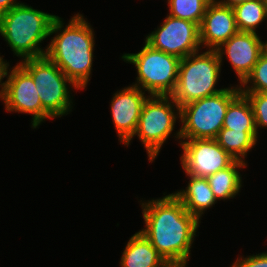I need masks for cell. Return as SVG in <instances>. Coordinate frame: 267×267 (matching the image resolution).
I'll return each instance as SVG.
<instances>
[{
	"label": "cell",
	"instance_id": "cell-1",
	"mask_svg": "<svg viewBox=\"0 0 267 267\" xmlns=\"http://www.w3.org/2000/svg\"><path fill=\"white\" fill-rule=\"evenodd\" d=\"M139 202L145 224L139 231L167 263L188 262L201 222L173 193Z\"/></svg>",
	"mask_w": 267,
	"mask_h": 267
},
{
	"label": "cell",
	"instance_id": "cell-2",
	"mask_svg": "<svg viewBox=\"0 0 267 267\" xmlns=\"http://www.w3.org/2000/svg\"><path fill=\"white\" fill-rule=\"evenodd\" d=\"M57 16L51 26V42L45 56L77 86L85 89L92 75L95 32L83 14L76 13L66 24Z\"/></svg>",
	"mask_w": 267,
	"mask_h": 267
},
{
	"label": "cell",
	"instance_id": "cell-3",
	"mask_svg": "<svg viewBox=\"0 0 267 267\" xmlns=\"http://www.w3.org/2000/svg\"><path fill=\"white\" fill-rule=\"evenodd\" d=\"M57 15L34 9L24 2L0 15V36L7 42L20 62L45 56L46 47L40 45L50 37Z\"/></svg>",
	"mask_w": 267,
	"mask_h": 267
},
{
	"label": "cell",
	"instance_id": "cell-4",
	"mask_svg": "<svg viewBox=\"0 0 267 267\" xmlns=\"http://www.w3.org/2000/svg\"><path fill=\"white\" fill-rule=\"evenodd\" d=\"M177 120L180 122V106L171 96L150 95L145 100L133 137L124 146L131 145L137 136L146 150L148 161L152 163L170 136L174 135L180 145V128L172 134Z\"/></svg>",
	"mask_w": 267,
	"mask_h": 267
},
{
	"label": "cell",
	"instance_id": "cell-5",
	"mask_svg": "<svg viewBox=\"0 0 267 267\" xmlns=\"http://www.w3.org/2000/svg\"><path fill=\"white\" fill-rule=\"evenodd\" d=\"M221 63L215 50L199 51L182 58L176 87L171 94L180 108L190 102L214 95L221 76Z\"/></svg>",
	"mask_w": 267,
	"mask_h": 267
},
{
	"label": "cell",
	"instance_id": "cell-6",
	"mask_svg": "<svg viewBox=\"0 0 267 267\" xmlns=\"http://www.w3.org/2000/svg\"><path fill=\"white\" fill-rule=\"evenodd\" d=\"M239 84L180 108L181 140L216 139L229 104L240 94Z\"/></svg>",
	"mask_w": 267,
	"mask_h": 267
},
{
	"label": "cell",
	"instance_id": "cell-7",
	"mask_svg": "<svg viewBox=\"0 0 267 267\" xmlns=\"http://www.w3.org/2000/svg\"><path fill=\"white\" fill-rule=\"evenodd\" d=\"M121 59L136 67V81L132 86L148 95L171 96L179 73L180 58L152 48L146 42L137 53H124Z\"/></svg>",
	"mask_w": 267,
	"mask_h": 267
},
{
	"label": "cell",
	"instance_id": "cell-8",
	"mask_svg": "<svg viewBox=\"0 0 267 267\" xmlns=\"http://www.w3.org/2000/svg\"><path fill=\"white\" fill-rule=\"evenodd\" d=\"M33 78L43 109L53 118L70 114L77 86L46 56L18 62ZM72 89H71V88Z\"/></svg>",
	"mask_w": 267,
	"mask_h": 267
},
{
	"label": "cell",
	"instance_id": "cell-9",
	"mask_svg": "<svg viewBox=\"0 0 267 267\" xmlns=\"http://www.w3.org/2000/svg\"><path fill=\"white\" fill-rule=\"evenodd\" d=\"M146 35L152 48L182 59L202 50L199 25L167 15L157 29Z\"/></svg>",
	"mask_w": 267,
	"mask_h": 267
},
{
	"label": "cell",
	"instance_id": "cell-10",
	"mask_svg": "<svg viewBox=\"0 0 267 267\" xmlns=\"http://www.w3.org/2000/svg\"><path fill=\"white\" fill-rule=\"evenodd\" d=\"M6 81L3 101L6 112L31 115L33 130L39 128L46 119H53L42 107L33 78L19 63L10 68Z\"/></svg>",
	"mask_w": 267,
	"mask_h": 267
},
{
	"label": "cell",
	"instance_id": "cell-11",
	"mask_svg": "<svg viewBox=\"0 0 267 267\" xmlns=\"http://www.w3.org/2000/svg\"><path fill=\"white\" fill-rule=\"evenodd\" d=\"M180 147L181 166L186 175L207 177L235 161L216 139L181 140Z\"/></svg>",
	"mask_w": 267,
	"mask_h": 267
},
{
	"label": "cell",
	"instance_id": "cell-12",
	"mask_svg": "<svg viewBox=\"0 0 267 267\" xmlns=\"http://www.w3.org/2000/svg\"><path fill=\"white\" fill-rule=\"evenodd\" d=\"M261 39L257 33L238 31L215 50L222 66L224 57L228 58L240 84L252 72L265 51L266 41Z\"/></svg>",
	"mask_w": 267,
	"mask_h": 267
},
{
	"label": "cell",
	"instance_id": "cell-13",
	"mask_svg": "<svg viewBox=\"0 0 267 267\" xmlns=\"http://www.w3.org/2000/svg\"><path fill=\"white\" fill-rule=\"evenodd\" d=\"M150 95L140 88L129 85L117 90L110 103V112L116 134L124 145L133 137L145 100Z\"/></svg>",
	"mask_w": 267,
	"mask_h": 267
},
{
	"label": "cell",
	"instance_id": "cell-14",
	"mask_svg": "<svg viewBox=\"0 0 267 267\" xmlns=\"http://www.w3.org/2000/svg\"><path fill=\"white\" fill-rule=\"evenodd\" d=\"M199 30L201 48L216 50L238 32L233 7L212 0L207 6Z\"/></svg>",
	"mask_w": 267,
	"mask_h": 267
},
{
	"label": "cell",
	"instance_id": "cell-15",
	"mask_svg": "<svg viewBox=\"0 0 267 267\" xmlns=\"http://www.w3.org/2000/svg\"><path fill=\"white\" fill-rule=\"evenodd\" d=\"M187 176L189 181L185 189L177 190L173 194L182 202L187 212L201 222L205 211L218 201L206 177Z\"/></svg>",
	"mask_w": 267,
	"mask_h": 267
},
{
	"label": "cell",
	"instance_id": "cell-16",
	"mask_svg": "<svg viewBox=\"0 0 267 267\" xmlns=\"http://www.w3.org/2000/svg\"><path fill=\"white\" fill-rule=\"evenodd\" d=\"M166 263L141 231L129 238L119 262L120 267H163Z\"/></svg>",
	"mask_w": 267,
	"mask_h": 267
},
{
	"label": "cell",
	"instance_id": "cell-17",
	"mask_svg": "<svg viewBox=\"0 0 267 267\" xmlns=\"http://www.w3.org/2000/svg\"><path fill=\"white\" fill-rule=\"evenodd\" d=\"M247 165L235 160L229 167L206 177L217 201L233 199L240 195L243 180L239 171Z\"/></svg>",
	"mask_w": 267,
	"mask_h": 267
},
{
	"label": "cell",
	"instance_id": "cell-18",
	"mask_svg": "<svg viewBox=\"0 0 267 267\" xmlns=\"http://www.w3.org/2000/svg\"><path fill=\"white\" fill-rule=\"evenodd\" d=\"M258 135V131H234L222 128L216 137V141L232 158L248 164L245 158L257 145Z\"/></svg>",
	"mask_w": 267,
	"mask_h": 267
},
{
	"label": "cell",
	"instance_id": "cell-19",
	"mask_svg": "<svg viewBox=\"0 0 267 267\" xmlns=\"http://www.w3.org/2000/svg\"><path fill=\"white\" fill-rule=\"evenodd\" d=\"M223 128L234 131H257L251 104L244 94L240 93L229 104Z\"/></svg>",
	"mask_w": 267,
	"mask_h": 267
},
{
	"label": "cell",
	"instance_id": "cell-20",
	"mask_svg": "<svg viewBox=\"0 0 267 267\" xmlns=\"http://www.w3.org/2000/svg\"><path fill=\"white\" fill-rule=\"evenodd\" d=\"M238 31L257 33L260 24L267 21V7L262 0L247 1L233 7ZM267 23V22H266ZM257 31V32H256Z\"/></svg>",
	"mask_w": 267,
	"mask_h": 267
},
{
	"label": "cell",
	"instance_id": "cell-21",
	"mask_svg": "<svg viewBox=\"0 0 267 267\" xmlns=\"http://www.w3.org/2000/svg\"><path fill=\"white\" fill-rule=\"evenodd\" d=\"M212 0H167L168 15L192 21L200 26L208 4Z\"/></svg>",
	"mask_w": 267,
	"mask_h": 267
},
{
	"label": "cell",
	"instance_id": "cell-22",
	"mask_svg": "<svg viewBox=\"0 0 267 267\" xmlns=\"http://www.w3.org/2000/svg\"><path fill=\"white\" fill-rule=\"evenodd\" d=\"M240 92H267V52L264 51L252 72L239 84Z\"/></svg>",
	"mask_w": 267,
	"mask_h": 267
},
{
	"label": "cell",
	"instance_id": "cell-23",
	"mask_svg": "<svg viewBox=\"0 0 267 267\" xmlns=\"http://www.w3.org/2000/svg\"><path fill=\"white\" fill-rule=\"evenodd\" d=\"M249 100L257 131L267 128V92H241Z\"/></svg>",
	"mask_w": 267,
	"mask_h": 267
},
{
	"label": "cell",
	"instance_id": "cell-24",
	"mask_svg": "<svg viewBox=\"0 0 267 267\" xmlns=\"http://www.w3.org/2000/svg\"><path fill=\"white\" fill-rule=\"evenodd\" d=\"M232 264L235 267H267V251L246 257L239 255Z\"/></svg>",
	"mask_w": 267,
	"mask_h": 267
},
{
	"label": "cell",
	"instance_id": "cell-25",
	"mask_svg": "<svg viewBox=\"0 0 267 267\" xmlns=\"http://www.w3.org/2000/svg\"><path fill=\"white\" fill-rule=\"evenodd\" d=\"M10 64L9 62H7V60L5 61V59L3 58V55H0V101L2 100V102L4 101L5 98V93H6V83L7 81H2L4 80V78L8 77V72L10 70Z\"/></svg>",
	"mask_w": 267,
	"mask_h": 267
},
{
	"label": "cell",
	"instance_id": "cell-26",
	"mask_svg": "<svg viewBox=\"0 0 267 267\" xmlns=\"http://www.w3.org/2000/svg\"><path fill=\"white\" fill-rule=\"evenodd\" d=\"M20 3L21 2H18V0H0V15L8 12L10 9Z\"/></svg>",
	"mask_w": 267,
	"mask_h": 267
},
{
	"label": "cell",
	"instance_id": "cell-27",
	"mask_svg": "<svg viewBox=\"0 0 267 267\" xmlns=\"http://www.w3.org/2000/svg\"><path fill=\"white\" fill-rule=\"evenodd\" d=\"M221 5L234 7L237 4L253 0H217Z\"/></svg>",
	"mask_w": 267,
	"mask_h": 267
},
{
	"label": "cell",
	"instance_id": "cell-28",
	"mask_svg": "<svg viewBox=\"0 0 267 267\" xmlns=\"http://www.w3.org/2000/svg\"><path fill=\"white\" fill-rule=\"evenodd\" d=\"M188 262H168L163 267H188Z\"/></svg>",
	"mask_w": 267,
	"mask_h": 267
},
{
	"label": "cell",
	"instance_id": "cell-29",
	"mask_svg": "<svg viewBox=\"0 0 267 267\" xmlns=\"http://www.w3.org/2000/svg\"><path fill=\"white\" fill-rule=\"evenodd\" d=\"M265 51L267 52V40H265Z\"/></svg>",
	"mask_w": 267,
	"mask_h": 267
},
{
	"label": "cell",
	"instance_id": "cell-30",
	"mask_svg": "<svg viewBox=\"0 0 267 267\" xmlns=\"http://www.w3.org/2000/svg\"><path fill=\"white\" fill-rule=\"evenodd\" d=\"M264 3H265V5H266V7H267V0H262Z\"/></svg>",
	"mask_w": 267,
	"mask_h": 267
}]
</instances>
